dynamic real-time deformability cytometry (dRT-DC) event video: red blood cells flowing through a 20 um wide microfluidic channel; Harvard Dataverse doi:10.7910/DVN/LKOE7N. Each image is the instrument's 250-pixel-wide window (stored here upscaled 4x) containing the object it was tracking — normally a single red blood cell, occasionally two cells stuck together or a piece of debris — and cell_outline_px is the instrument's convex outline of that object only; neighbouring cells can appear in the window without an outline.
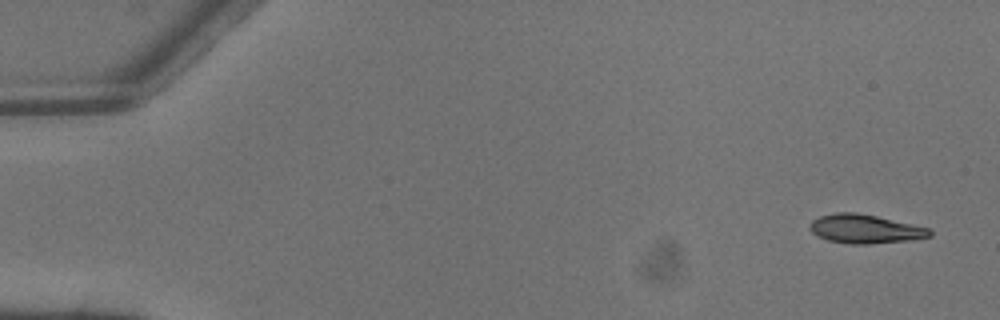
{"species": "common noctule bat (a hibernating species)", "species_latin": "Nyctalus noctula", "temperature_condition": "warm", "stored_images_in_passage": 4, "camera_frame_rate_fps": 3000, "um_per_image_px": 0.085, "animal": {"sex": "male", "body_mass_g": 13.3}, "frame": {"image": 1, "passage_image": 1, "time_ms": 0.0, "image_size_px": [1000, 320], "cell_outline_px": [[932, 236], [912, 240], [868, 244], [852, 244], [828, 240], [812, 232], [808, 228], [808, 224], [812, 220], [820, 216], [836, 212], [856, 212], [876, 216], [912, 224], [928, 228], [932, 232]], "centroid_in_image_um": [73.52, 19.45], "position_along_channel_um": 11.5, "area_um2": 20.11}}
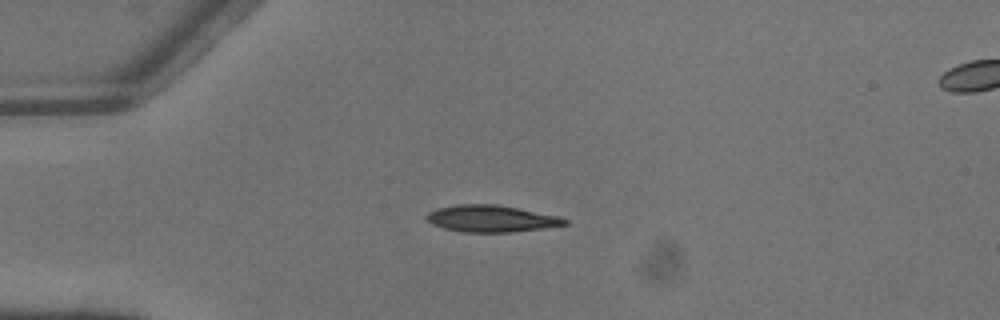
{"frame": {"image": 2, "passage_image": 3, "time_ms": 0.667, "image_size_px": [1000, 320], "cell_outline_px": [[568, 224], [544, 228], [512, 232], [464, 232], [444, 228], [432, 224], [424, 216], [428, 212], [436, 208], [456, 204], [496, 204], [560, 216], [568, 220]], "centroid_in_image_um": [41.75, 18.58], "position_along_channel_um": 43.3, "area_um2": 21.62}}